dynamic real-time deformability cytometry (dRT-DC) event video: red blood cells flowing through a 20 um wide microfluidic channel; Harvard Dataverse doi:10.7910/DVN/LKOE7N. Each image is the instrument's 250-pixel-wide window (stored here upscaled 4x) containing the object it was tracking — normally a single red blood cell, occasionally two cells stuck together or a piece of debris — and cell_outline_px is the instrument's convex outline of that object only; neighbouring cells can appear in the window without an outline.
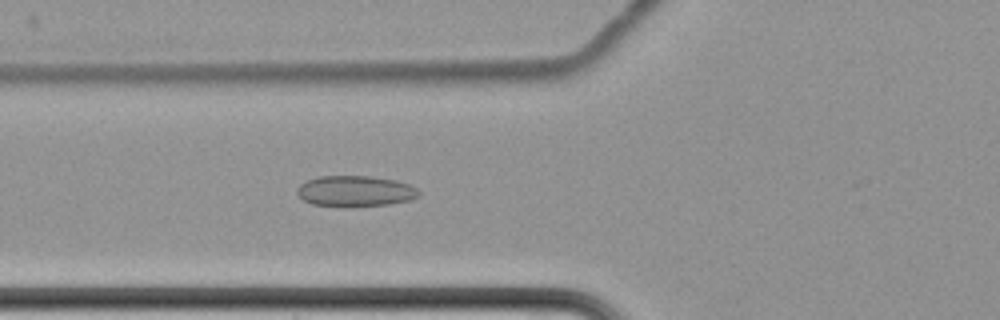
{"species": "common noctule bat (a hibernating species)", "species_latin": "Nyctalus noctula", "temperature_condition": "cold", "stored_images_in_passage": 7, "camera_frame_rate_fps": 3000, "um_per_image_px": 0.085, "animal": {"sex": "female", "body_mass_g": 22.7, "forearm_length_mm": 54.2}, "frame": {"image": 1, "passage_image": 7, "time_ms": 8.0, "image_size_px": [1000, 320], "cell_outline_px": [[420, 196], [408, 200], [388, 204], [312, 204], [304, 200], [296, 192], [296, 188], [300, 184], [308, 180], [320, 176], [372, 176], [396, 180], [408, 184], [416, 188], [420, 192]], "centroid_in_image_um": [30.21, 16.2], "position_along_channel_um": 95.6, "area_um2": 21.04}}